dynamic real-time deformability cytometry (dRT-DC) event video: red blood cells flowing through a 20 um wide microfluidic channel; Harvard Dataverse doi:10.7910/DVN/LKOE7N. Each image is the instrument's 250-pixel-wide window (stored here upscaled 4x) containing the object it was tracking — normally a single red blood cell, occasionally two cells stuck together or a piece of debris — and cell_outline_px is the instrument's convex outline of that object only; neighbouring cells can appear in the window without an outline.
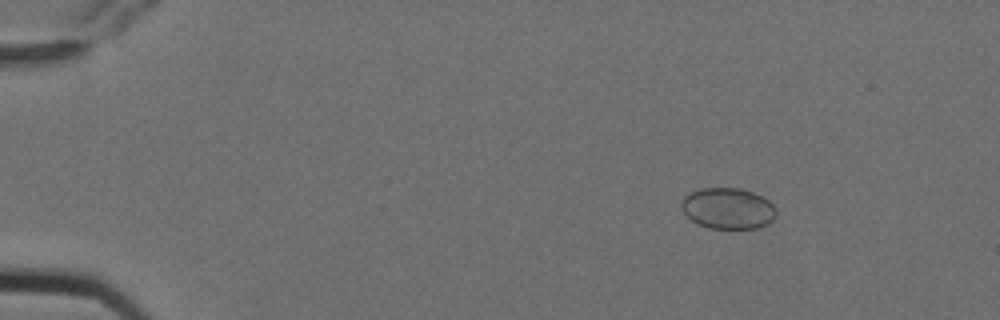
{"species": "Egyptian fruit bat (a non-hibernating species)", "species_latin": "Rousettus aegyptiacus", "temperature_condition": "cold", "stored_images_in_passage": 5, "camera_frame_rate_fps": 3000, "um_per_image_px": 0.085, "animal": {"sex": "female"}, "frame": {"image": 1, "passage_image": 3, "time_ms": 0.667, "image_size_px": [1000, 320], "cell_outline_px": [[776, 216], [768, 224], [760, 228], [708, 228], [692, 220], [680, 208], [680, 204], [684, 196], [700, 188], [740, 188], [764, 196], [776, 208]], "centroid_in_image_um": [61.89, 17.71], "position_along_channel_um": 23.1, "area_um2": 22.77}}
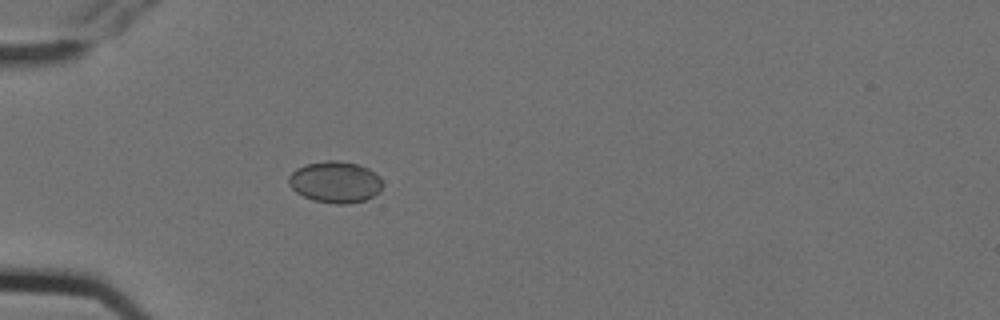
{"frame": {"image": 2, "passage_image": 5, "time_ms": 1.333, "image_size_px": [1000, 320], "cell_outline_px": [[380, 192], [364, 200], [348, 204], [336, 204], [312, 200], [296, 192], [288, 184], [288, 176], [296, 168], [308, 164], [328, 160], [336, 160], [356, 164], [368, 168], [380, 176]], "centroid_in_image_um": [28.47, 15.48], "position_along_channel_um": 56.5, "area_um2": 22.54}}